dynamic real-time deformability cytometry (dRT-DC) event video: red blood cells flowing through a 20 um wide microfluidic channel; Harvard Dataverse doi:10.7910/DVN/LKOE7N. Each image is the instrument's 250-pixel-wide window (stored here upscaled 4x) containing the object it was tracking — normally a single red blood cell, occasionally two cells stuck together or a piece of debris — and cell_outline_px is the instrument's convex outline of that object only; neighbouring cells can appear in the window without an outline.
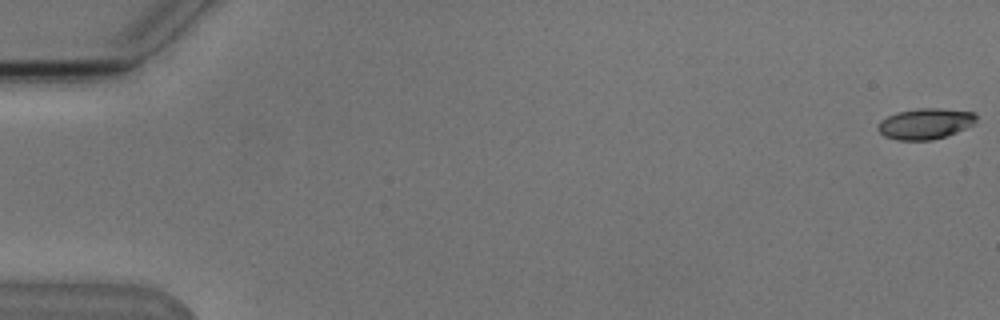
{"species": "Egyptian fruit bat (a non-hibernating species)", "species_latin": "Rousettus aegyptiacus", "temperature_condition": "cold", "stored_images_in_passage": 6, "camera_frame_rate_fps": 3000, "um_per_image_px": 0.085, "animal": {"sex": "male"}, "frame": {"image": 1, "passage_image": 1, "time_ms": 0.0, "image_size_px": [1000, 320], "cell_outline_px": [[976, 120], [972, 124], [956, 132], [932, 140], [896, 140], [884, 136], [876, 128], [880, 120], [896, 112], [920, 108], [940, 108], [976, 112]], "centroid_in_image_um": [78.62, 10.51], "position_along_channel_um": 6.4, "area_um2": 17.63}}
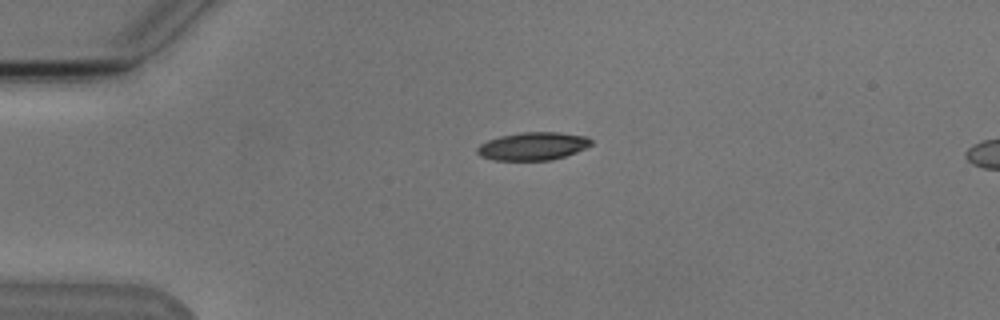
{"frame": {"image": 2, "passage_image": 5, "time_ms": 4.333, "image_size_px": [1000, 320], "cell_outline_px": [[592, 144], [576, 152], [552, 160], [492, 160], [480, 156], [476, 152], [476, 148], [480, 144], [488, 140], [500, 136], [520, 132], [560, 132], [588, 136], [592, 140]], "centroid_in_image_um": [45.29, 12.42], "position_along_channel_um": 39.7, "area_um2": 18.67}}